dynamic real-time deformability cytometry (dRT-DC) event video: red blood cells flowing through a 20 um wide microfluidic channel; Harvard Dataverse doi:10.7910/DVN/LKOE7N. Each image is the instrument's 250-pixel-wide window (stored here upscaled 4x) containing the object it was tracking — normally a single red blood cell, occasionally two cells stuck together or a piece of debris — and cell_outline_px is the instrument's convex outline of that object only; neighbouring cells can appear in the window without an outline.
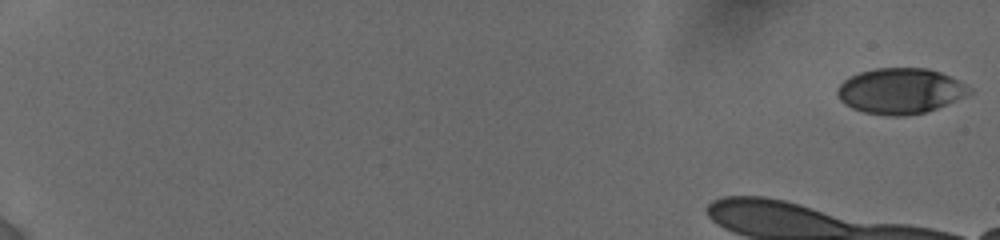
{"species": "human", "species_latin": "Homo sapiens", "temperature_condition": "cold", "stored_images_in_passage": 17, "camera_frame_rate_fps": 3000, "um_per_image_px": 0.085, "donor": {"sex": "female"}, "frame": {"image": 1, "passage_image": 1, "time_ms": 0.0, "image_size_px": [1000, 240], "cell_outline_px": [[972, 92], [964, 96], [936, 108], [924, 112], [904, 116], [892, 116], [864, 112], [852, 108], [844, 104], [840, 100], [836, 92], [836, 88], [848, 76], [860, 72], [876, 68], [928, 68], [940, 72], [972, 88]], "centroid_in_image_um": [76.47, 7.72], "position_along_channel_um": 8.5, "area_um2": 34.85}}
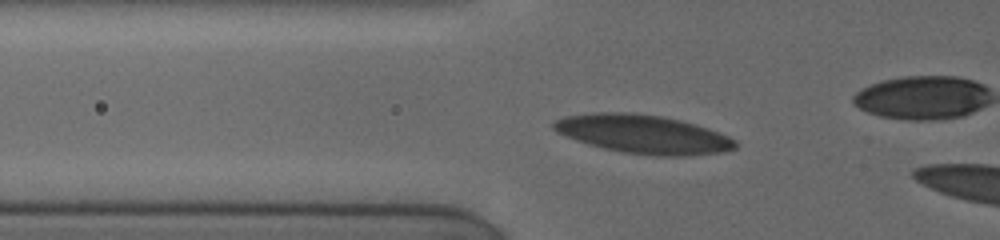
{"frame": {"image": 2, "passage_image": 15, "time_ms": 5.667, "image_size_px": [1000, 240], "cell_outline_px": [[736, 148], [720, 152], [688, 156], [660, 156], [624, 152], [604, 148], [588, 144], [576, 140], [556, 132], [552, 128], [552, 120], [564, 116], [592, 112], [632, 112], [660, 116], [680, 120], [696, 124], [708, 128], [728, 136], [736, 140]], "centroid_in_image_um": [54.63, 11.39], "position_along_channel_um": 71.2, "area_um2": 40.98}}